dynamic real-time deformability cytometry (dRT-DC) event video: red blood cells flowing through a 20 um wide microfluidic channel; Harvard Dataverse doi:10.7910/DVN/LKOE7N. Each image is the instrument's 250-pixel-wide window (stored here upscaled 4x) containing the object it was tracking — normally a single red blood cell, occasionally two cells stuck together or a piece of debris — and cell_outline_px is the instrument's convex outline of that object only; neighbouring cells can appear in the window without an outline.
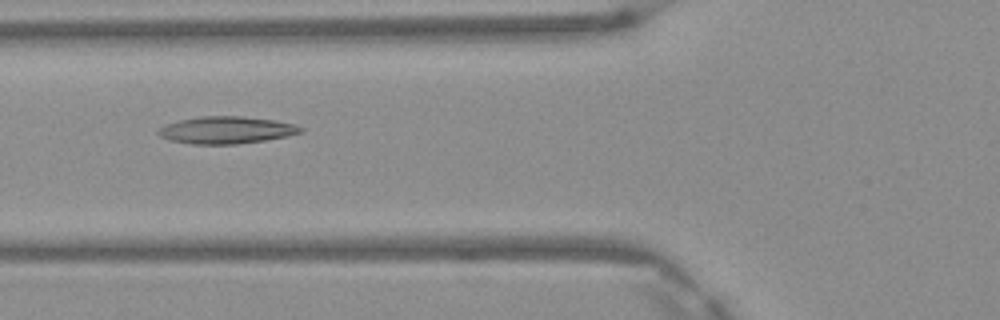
{"species": "Egyptian fruit bat (a non-hibernating species)", "species_latin": "Rousettus aegyptiacus", "temperature_condition": "warm", "stored_images_in_passage": 3, "camera_frame_rate_fps": 3000, "um_per_image_px": 0.085, "frame": {"image": 1, "passage_image": 3, "time_ms": 0.667, "image_size_px": [1000, 320], "cell_outline_px": [[304, 132], [288, 136], [264, 140], [236, 144], [188, 144], [172, 140], [160, 136], [156, 132], [164, 124], [180, 120], [200, 116], [240, 116], [276, 120], [292, 124], [304, 128]], "centroid_in_image_um": [19.24, 11.05], "position_along_channel_um": 106.6, "area_um2": 22.54}}